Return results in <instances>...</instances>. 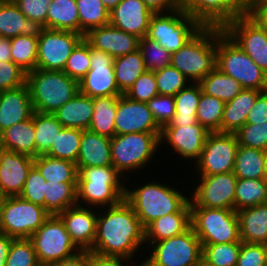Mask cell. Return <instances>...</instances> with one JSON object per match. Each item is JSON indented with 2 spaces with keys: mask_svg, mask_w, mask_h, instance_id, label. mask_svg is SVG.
Instances as JSON below:
<instances>
[{
  "mask_svg": "<svg viewBox=\"0 0 267 266\" xmlns=\"http://www.w3.org/2000/svg\"><path fill=\"white\" fill-rule=\"evenodd\" d=\"M99 210L96 236L89 251L100 256L132 261L135 253L142 251L140 248L146 245L145 228L133 208L124 199L118 205Z\"/></svg>",
  "mask_w": 267,
  "mask_h": 266,
  "instance_id": "6da1fadb",
  "label": "cell"
},
{
  "mask_svg": "<svg viewBox=\"0 0 267 266\" xmlns=\"http://www.w3.org/2000/svg\"><path fill=\"white\" fill-rule=\"evenodd\" d=\"M125 180L112 165L82 167L77 178V205L84 203L98 210L120 204L125 198Z\"/></svg>",
  "mask_w": 267,
  "mask_h": 266,
  "instance_id": "7a4b0ae2",
  "label": "cell"
},
{
  "mask_svg": "<svg viewBox=\"0 0 267 266\" xmlns=\"http://www.w3.org/2000/svg\"><path fill=\"white\" fill-rule=\"evenodd\" d=\"M173 186L151 181L125 189V201L133 208L142 226L170 213L179 212L190 200Z\"/></svg>",
  "mask_w": 267,
  "mask_h": 266,
  "instance_id": "3957f363",
  "label": "cell"
},
{
  "mask_svg": "<svg viewBox=\"0 0 267 266\" xmlns=\"http://www.w3.org/2000/svg\"><path fill=\"white\" fill-rule=\"evenodd\" d=\"M32 107L40 113L54 114L79 93V82L64 71L35 69L26 75Z\"/></svg>",
  "mask_w": 267,
  "mask_h": 266,
  "instance_id": "277c9868",
  "label": "cell"
},
{
  "mask_svg": "<svg viewBox=\"0 0 267 266\" xmlns=\"http://www.w3.org/2000/svg\"><path fill=\"white\" fill-rule=\"evenodd\" d=\"M218 27L203 26L185 45L171 54V65L191 82H200L216 68Z\"/></svg>",
  "mask_w": 267,
  "mask_h": 266,
  "instance_id": "5b68a950",
  "label": "cell"
},
{
  "mask_svg": "<svg viewBox=\"0 0 267 266\" xmlns=\"http://www.w3.org/2000/svg\"><path fill=\"white\" fill-rule=\"evenodd\" d=\"M216 68L240 82L243 88L267 90V73L221 27L216 41Z\"/></svg>",
  "mask_w": 267,
  "mask_h": 266,
  "instance_id": "8992f818",
  "label": "cell"
},
{
  "mask_svg": "<svg viewBox=\"0 0 267 266\" xmlns=\"http://www.w3.org/2000/svg\"><path fill=\"white\" fill-rule=\"evenodd\" d=\"M160 136L161 133H129L111 138L112 166L126 182L130 181V172L141 171L152 161L160 147Z\"/></svg>",
  "mask_w": 267,
  "mask_h": 266,
  "instance_id": "52a82bcc",
  "label": "cell"
},
{
  "mask_svg": "<svg viewBox=\"0 0 267 266\" xmlns=\"http://www.w3.org/2000/svg\"><path fill=\"white\" fill-rule=\"evenodd\" d=\"M191 207V227L201 245L242 242L235 210Z\"/></svg>",
  "mask_w": 267,
  "mask_h": 266,
  "instance_id": "ba28073f",
  "label": "cell"
},
{
  "mask_svg": "<svg viewBox=\"0 0 267 266\" xmlns=\"http://www.w3.org/2000/svg\"><path fill=\"white\" fill-rule=\"evenodd\" d=\"M202 27L194 17L182 8H178L169 12L154 13L146 37L158 42L173 54Z\"/></svg>",
  "mask_w": 267,
  "mask_h": 266,
  "instance_id": "9c48e42d",
  "label": "cell"
},
{
  "mask_svg": "<svg viewBox=\"0 0 267 266\" xmlns=\"http://www.w3.org/2000/svg\"><path fill=\"white\" fill-rule=\"evenodd\" d=\"M152 245V246H151ZM145 266H199L202 260L201 241L190 227L184 233L149 244Z\"/></svg>",
  "mask_w": 267,
  "mask_h": 266,
  "instance_id": "30bf717a",
  "label": "cell"
},
{
  "mask_svg": "<svg viewBox=\"0 0 267 266\" xmlns=\"http://www.w3.org/2000/svg\"><path fill=\"white\" fill-rule=\"evenodd\" d=\"M29 239L41 266H50L80 251L59 216H50Z\"/></svg>",
  "mask_w": 267,
  "mask_h": 266,
  "instance_id": "8fae6325",
  "label": "cell"
},
{
  "mask_svg": "<svg viewBox=\"0 0 267 266\" xmlns=\"http://www.w3.org/2000/svg\"><path fill=\"white\" fill-rule=\"evenodd\" d=\"M49 217L41 205L20 196L6 197L0 216V232L14 239L30 238Z\"/></svg>",
  "mask_w": 267,
  "mask_h": 266,
  "instance_id": "7c38bea8",
  "label": "cell"
},
{
  "mask_svg": "<svg viewBox=\"0 0 267 266\" xmlns=\"http://www.w3.org/2000/svg\"><path fill=\"white\" fill-rule=\"evenodd\" d=\"M238 146L235 133L210 132L194 169L198 175L233 172Z\"/></svg>",
  "mask_w": 267,
  "mask_h": 266,
  "instance_id": "4fadbf2b",
  "label": "cell"
},
{
  "mask_svg": "<svg viewBox=\"0 0 267 266\" xmlns=\"http://www.w3.org/2000/svg\"><path fill=\"white\" fill-rule=\"evenodd\" d=\"M83 38L73 31L44 28L38 38L36 69L63 71L73 49Z\"/></svg>",
  "mask_w": 267,
  "mask_h": 266,
  "instance_id": "5bb4252c",
  "label": "cell"
},
{
  "mask_svg": "<svg viewBox=\"0 0 267 266\" xmlns=\"http://www.w3.org/2000/svg\"><path fill=\"white\" fill-rule=\"evenodd\" d=\"M198 177V185L190 193V206L234 210L238 178L233 172Z\"/></svg>",
  "mask_w": 267,
  "mask_h": 266,
  "instance_id": "9a60e30c",
  "label": "cell"
},
{
  "mask_svg": "<svg viewBox=\"0 0 267 266\" xmlns=\"http://www.w3.org/2000/svg\"><path fill=\"white\" fill-rule=\"evenodd\" d=\"M223 31L267 73V30L247 14L228 22Z\"/></svg>",
  "mask_w": 267,
  "mask_h": 266,
  "instance_id": "2e32d148",
  "label": "cell"
},
{
  "mask_svg": "<svg viewBox=\"0 0 267 266\" xmlns=\"http://www.w3.org/2000/svg\"><path fill=\"white\" fill-rule=\"evenodd\" d=\"M114 58L90 45V69L79 80V92L89 97L120 96L114 73Z\"/></svg>",
  "mask_w": 267,
  "mask_h": 266,
  "instance_id": "e0dca14e",
  "label": "cell"
},
{
  "mask_svg": "<svg viewBox=\"0 0 267 266\" xmlns=\"http://www.w3.org/2000/svg\"><path fill=\"white\" fill-rule=\"evenodd\" d=\"M180 8L202 26L223 28L237 16L247 13L249 0H179Z\"/></svg>",
  "mask_w": 267,
  "mask_h": 266,
  "instance_id": "ac0fdd59",
  "label": "cell"
},
{
  "mask_svg": "<svg viewBox=\"0 0 267 266\" xmlns=\"http://www.w3.org/2000/svg\"><path fill=\"white\" fill-rule=\"evenodd\" d=\"M152 112L144 102L129 99L124 94L118 98L115 135L129 133H161Z\"/></svg>",
  "mask_w": 267,
  "mask_h": 266,
  "instance_id": "d6986e66",
  "label": "cell"
},
{
  "mask_svg": "<svg viewBox=\"0 0 267 266\" xmlns=\"http://www.w3.org/2000/svg\"><path fill=\"white\" fill-rule=\"evenodd\" d=\"M210 132L198 122L194 125L182 127H163L160 145L166 142L176 154L185 161L193 160V164L200 158L205 141ZM165 141V142H164Z\"/></svg>",
  "mask_w": 267,
  "mask_h": 266,
  "instance_id": "ffe728a7",
  "label": "cell"
},
{
  "mask_svg": "<svg viewBox=\"0 0 267 266\" xmlns=\"http://www.w3.org/2000/svg\"><path fill=\"white\" fill-rule=\"evenodd\" d=\"M34 158L0 147V190L6 197L19 196Z\"/></svg>",
  "mask_w": 267,
  "mask_h": 266,
  "instance_id": "44dd1931",
  "label": "cell"
},
{
  "mask_svg": "<svg viewBox=\"0 0 267 266\" xmlns=\"http://www.w3.org/2000/svg\"><path fill=\"white\" fill-rule=\"evenodd\" d=\"M153 14L143 0H121L109 12V24L142 39L148 33Z\"/></svg>",
  "mask_w": 267,
  "mask_h": 266,
  "instance_id": "7402d4cb",
  "label": "cell"
},
{
  "mask_svg": "<svg viewBox=\"0 0 267 266\" xmlns=\"http://www.w3.org/2000/svg\"><path fill=\"white\" fill-rule=\"evenodd\" d=\"M93 209L76 205L59 215L71 240L80 250H90L94 244L98 211Z\"/></svg>",
  "mask_w": 267,
  "mask_h": 266,
  "instance_id": "603a6c76",
  "label": "cell"
},
{
  "mask_svg": "<svg viewBox=\"0 0 267 266\" xmlns=\"http://www.w3.org/2000/svg\"><path fill=\"white\" fill-rule=\"evenodd\" d=\"M84 38L92 47L108 53L114 59L139 49L140 38L111 24L91 29Z\"/></svg>",
  "mask_w": 267,
  "mask_h": 266,
  "instance_id": "cb8c5ba5",
  "label": "cell"
},
{
  "mask_svg": "<svg viewBox=\"0 0 267 266\" xmlns=\"http://www.w3.org/2000/svg\"><path fill=\"white\" fill-rule=\"evenodd\" d=\"M34 110L27 84L0 91V131L29 119Z\"/></svg>",
  "mask_w": 267,
  "mask_h": 266,
  "instance_id": "d4e9b609",
  "label": "cell"
},
{
  "mask_svg": "<svg viewBox=\"0 0 267 266\" xmlns=\"http://www.w3.org/2000/svg\"><path fill=\"white\" fill-rule=\"evenodd\" d=\"M44 26L28 19L13 1H0V37L25 35L39 38Z\"/></svg>",
  "mask_w": 267,
  "mask_h": 266,
  "instance_id": "484cf974",
  "label": "cell"
},
{
  "mask_svg": "<svg viewBox=\"0 0 267 266\" xmlns=\"http://www.w3.org/2000/svg\"><path fill=\"white\" fill-rule=\"evenodd\" d=\"M107 165H112L111 138L99 135L89 129L83 130L76 161L77 170L79 171L82 167Z\"/></svg>",
  "mask_w": 267,
  "mask_h": 266,
  "instance_id": "4316f807",
  "label": "cell"
},
{
  "mask_svg": "<svg viewBox=\"0 0 267 266\" xmlns=\"http://www.w3.org/2000/svg\"><path fill=\"white\" fill-rule=\"evenodd\" d=\"M191 227V207L188 202L179 212L155 219L145 227V243L178 236ZM149 242V243H148Z\"/></svg>",
  "mask_w": 267,
  "mask_h": 266,
  "instance_id": "83f0119b",
  "label": "cell"
},
{
  "mask_svg": "<svg viewBox=\"0 0 267 266\" xmlns=\"http://www.w3.org/2000/svg\"><path fill=\"white\" fill-rule=\"evenodd\" d=\"M93 111V98L79 92L60 107L54 116L63 127L87 130L91 125Z\"/></svg>",
  "mask_w": 267,
  "mask_h": 266,
  "instance_id": "f1b7e54d",
  "label": "cell"
},
{
  "mask_svg": "<svg viewBox=\"0 0 267 266\" xmlns=\"http://www.w3.org/2000/svg\"><path fill=\"white\" fill-rule=\"evenodd\" d=\"M262 91L244 88L234 99L225 103L221 132L236 133L246 124L250 110Z\"/></svg>",
  "mask_w": 267,
  "mask_h": 266,
  "instance_id": "f546056e",
  "label": "cell"
},
{
  "mask_svg": "<svg viewBox=\"0 0 267 266\" xmlns=\"http://www.w3.org/2000/svg\"><path fill=\"white\" fill-rule=\"evenodd\" d=\"M240 240L245 243L264 244L267 241V203L236 211Z\"/></svg>",
  "mask_w": 267,
  "mask_h": 266,
  "instance_id": "4dcf8cb0",
  "label": "cell"
},
{
  "mask_svg": "<svg viewBox=\"0 0 267 266\" xmlns=\"http://www.w3.org/2000/svg\"><path fill=\"white\" fill-rule=\"evenodd\" d=\"M0 147L36 158L34 112L29 119L1 132Z\"/></svg>",
  "mask_w": 267,
  "mask_h": 266,
  "instance_id": "1f68e13d",
  "label": "cell"
},
{
  "mask_svg": "<svg viewBox=\"0 0 267 266\" xmlns=\"http://www.w3.org/2000/svg\"><path fill=\"white\" fill-rule=\"evenodd\" d=\"M202 88L199 82H191L174 96L175 115L164 127H182L197 123L196 114Z\"/></svg>",
  "mask_w": 267,
  "mask_h": 266,
  "instance_id": "d6a6232c",
  "label": "cell"
},
{
  "mask_svg": "<svg viewBox=\"0 0 267 266\" xmlns=\"http://www.w3.org/2000/svg\"><path fill=\"white\" fill-rule=\"evenodd\" d=\"M77 182L46 181L44 208L50 216H59L77 205Z\"/></svg>",
  "mask_w": 267,
  "mask_h": 266,
  "instance_id": "836d02e7",
  "label": "cell"
},
{
  "mask_svg": "<svg viewBox=\"0 0 267 266\" xmlns=\"http://www.w3.org/2000/svg\"><path fill=\"white\" fill-rule=\"evenodd\" d=\"M119 97H93L94 111L90 131L109 138L115 136V117Z\"/></svg>",
  "mask_w": 267,
  "mask_h": 266,
  "instance_id": "e575fe53",
  "label": "cell"
},
{
  "mask_svg": "<svg viewBox=\"0 0 267 266\" xmlns=\"http://www.w3.org/2000/svg\"><path fill=\"white\" fill-rule=\"evenodd\" d=\"M46 28L79 33L76 0H52L48 9Z\"/></svg>",
  "mask_w": 267,
  "mask_h": 266,
  "instance_id": "d590c367",
  "label": "cell"
},
{
  "mask_svg": "<svg viewBox=\"0 0 267 266\" xmlns=\"http://www.w3.org/2000/svg\"><path fill=\"white\" fill-rule=\"evenodd\" d=\"M113 67L116 83L122 94H125L139 76L146 71L143 56L139 49L115 58Z\"/></svg>",
  "mask_w": 267,
  "mask_h": 266,
  "instance_id": "8d00e7d4",
  "label": "cell"
},
{
  "mask_svg": "<svg viewBox=\"0 0 267 266\" xmlns=\"http://www.w3.org/2000/svg\"><path fill=\"white\" fill-rule=\"evenodd\" d=\"M34 166L46 181L77 182L78 170L74 162L48 155H38L34 158Z\"/></svg>",
  "mask_w": 267,
  "mask_h": 266,
  "instance_id": "74e56055",
  "label": "cell"
},
{
  "mask_svg": "<svg viewBox=\"0 0 267 266\" xmlns=\"http://www.w3.org/2000/svg\"><path fill=\"white\" fill-rule=\"evenodd\" d=\"M205 94L219 98L225 103L234 99L244 88L234 78L215 68L199 82Z\"/></svg>",
  "mask_w": 267,
  "mask_h": 266,
  "instance_id": "f35d334b",
  "label": "cell"
},
{
  "mask_svg": "<svg viewBox=\"0 0 267 266\" xmlns=\"http://www.w3.org/2000/svg\"><path fill=\"white\" fill-rule=\"evenodd\" d=\"M233 173L240 179L266 178L264 151L238 146Z\"/></svg>",
  "mask_w": 267,
  "mask_h": 266,
  "instance_id": "ab89813d",
  "label": "cell"
},
{
  "mask_svg": "<svg viewBox=\"0 0 267 266\" xmlns=\"http://www.w3.org/2000/svg\"><path fill=\"white\" fill-rule=\"evenodd\" d=\"M267 203V179H237L234 210Z\"/></svg>",
  "mask_w": 267,
  "mask_h": 266,
  "instance_id": "60d3db41",
  "label": "cell"
},
{
  "mask_svg": "<svg viewBox=\"0 0 267 266\" xmlns=\"http://www.w3.org/2000/svg\"><path fill=\"white\" fill-rule=\"evenodd\" d=\"M63 128L54 114L34 111L36 157L45 155L50 150Z\"/></svg>",
  "mask_w": 267,
  "mask_h": 266,
  "instance_id": "b9f144b4",
  "label": "cell"
},
{
  "mask_svg": "<svg viewBox=\"0 0 267 266\" xmlns=\"http://www.w3.org/2000/svg\"><path fill=\"white\" fill-rule=\"evenodd\" d=\"M79 15V34L109 24V11L101 0H76Z\"/></svg>",
  "mask_w": 267,
  "mask_h": 266,
  "instance_id": "7bdbcfd3",
  "label": "cell"
},
{
  "mask_svg": "<svg viewBox=\"0 0 267 266\" xmlns=\"http://www.w3.org/2000/svg\"><path fill=\"white\" fill-rule=\"evenodd\" d=\"M225 102L201 92L196 119L209 132H221Z\"/></svg>",
  "mask_w": 267,
  "mask_h": 266,
  "instance_id": "ee69618b",
  "label": "cell"
},
{
  "mask_svg": "<svg viewBox=\"0 0 267 266\" xmlns=\"http://www.w3.org/2000/svg\"><path fill=\"white\" fill-rule=\"evenodd\" d=\"M38 38L18 35L11 38L12 61L26 73L36 69Z\"/></svg>",
  "mask_w": 267,
  "mask_h": 266,
  "instance_id": "f6af8a7d",
  "label": "cell"
},
{
  "mask_svg": "<svg viewBox=\"0 0 267 266\" xmlns=\"http://www.w3.org/2000/svg\"><path fill=\"white\" fill-rule=\"evenodd\" d=\"M83 130L64 127L57 135L55 143L45 154L54 158H60L76 163L80 150Z\"/></svg>",
  "mask_w": 267,
  "mask_h": 266,
  "instance_id": "bcb514c9",
  "label": "cell"
},
{
  "mask_svg": "<svg viewBox=\"0 0 267 266\" xmlns=\"http://www.w3.org/2000/svg\"><path fill=\"white\" fill-rule=\"evenodd\" d=\"M241 242L202 245V259L215 266H236Z\"/></svg>",
  "mask_w": 267,
  "mask_h": 266,
  "instance_id": "7dc6e473",
  "label": "cell"
},
{
  "mask_svg": "<svg viewBox=\"0 0 267 266\" xmlns=\"http://www.w3.org/2000/svg\"><path fill=\"white\" fill-rule=\"evenodd\" d=\"M159 95L175 96L190 80L171 64L163 69L154 71Z\"/></svg>",
  "mask_w": 267,
  "mask_h": 266,
  "instance_id": "c3c4849f",
  "label": "cell"
},
{
  "mask_svg": "<svg viewBox=\"0 0 267 266\" xmlns=\"http://www.w3.org/2000/svg\"><path fill=\"white\" fill-rule=\"evenodd\" d=\"M139 50L142 53L146 70L154 72L171 64V54L158 42L146 36L140 39Z\"/></svg>",
  "mask_w": 267,
  "mask_h": 266,
  "instance_id": "681fc988",
  "label": "cell"
},
{
  "mask_svg": "<svg viewBox=\"0 0 267 266\" xmlns=\"http://www.w3.org/2000/svg\"><path fill=\"white\" fill-rule=\"evenodd\" d=\"M90 69V43L83 38L73 49L63 71L77 81L81 80Z\"/></svg>",
  "mask_w": 267,
  "mask_h": 266,
  "instance_id": "f907efd6",
  "label": "cell"
},
{
  "mask_svg": "<svg viewBox=\"0 0 267 266\" xmlns=\"http://www.w3.org/2000/svg\"><path fill=\"white\" fill-rule=\"evenodd\" d=\"M6 266H41L29 238L13 239L6 258Z\"/></svg>",
  "mask_w": 267,
  "mask_h": 266,
  "instance_id": "816d5d0a",
  "label": "cell"
},
{
  "mask_svg": "<svg viewBox=\"0 0 267 266\" xmlns=\"http://www.w3.org/2000/svg\"><path fill=\"white\" fill-rule=\"evenodd\" d=\"M124 95L133 101L144 103L159 95L154 72L146 70L142 73Z\"/></svg>",
  "mask_w": 267,
  "mask_h": 266,
  "instance_id": "f5cc1de1",
  "label": "cell"
},
{
  "mask_svg": "<svg viewBox=\"0 0 267 266\" xmlns=\"http://www.w3.org/2000/svg\"><path fill=\"white\" fill-rule=\"evenodd\" d=\"M235 135L240 146L262 151L267 148V123L245 124Z\"/></svg>",
  "mask_w": 267,
  "mask_h": 266,
  "instance_id": "db71d44e",
  "label": "cell"
},
{
  "mask_svg": "<svg viewBox=\"0 0 267 266\" xmlns=\"http://www.w3.org/2000/svg\"><path fill=\"white\" fill-rule=\"evenodd\" d=\"M45 189L46 180L38 171V169L33 166L19 196L27 201H30L31 203L44 207Z\"/></svg>",
  "mask_w": 267,
  "mask_h": 266,
  "instance_id": "11a10c76",
  "label": "cell"
},
{
  "mask_svg": "<svg viewBox=\"0 0 267 266\" xmlns=\"http://www.w3.org/2000/svg\"><path fill=\"white\" fill-rule=\"evenodd\" d=\"M157 124L163 128L174 117V96L157 95L146 103Z\"/></svg>",
  "mask_w": 267,
  "mask_h": 266,
  "instance_id": "9f6ffc18",
  "label": "cell"
},
{
  "mask_svg": "<svg viewBox=\"0 0 267 266\" xmlns=\"http://www.w3.org/2000/svg\"><path fill=\"white\" fill-rule=\"evenodd\" d=\"M27 73L13 61L0 62V91L26 84Z\"/></svg>",
  "mask_w": 267,
  "mask_h": 266,
  "instance_id": "6f0895ef",
  "label": "cell"
},
{
  "mask_svg": "<svg viewBox=\"0 0 267 266\" xmlns=\"http://www.w3.org/2000/svg\"><path fill=\"white\" fill-rule=\"evenodd\" d=\"M18 9L28 18L46 28L49 5L52 0H13Z\"/></svg>",
  "mask_w": 267,
  "mask_h": 266,
  "instance_id": "680465c9",
  "label": "cell"
},
{
  "mask_svg": "<svg viewBox=\"0 0 267 266\" xmlns=\"http://www.w3.org/2000/svg\"><path fill=\"white\" fill-rule=\"evenodd\" d=\"M236 266H267L264 244L241 242Z\"/></svg>",
  "mask_w": 267,
  "mask_h": 266,
  "instance_id": "91938a15",
  "label": "cell"
},
{
  "mask_svg": "<svg viewBox=\"0 0 267 266\" xmlns=\"http://www.w3.org/2000/svg\"><path fill=\"white\" fill-rule=\"evenodd\" d=\"M267 123V90L261 92L250 110L246 124Z\"/></svg>",
  "mask_w": 267,
  "mask_h": 266,
  "instance_id": "94428289",
  "label": "cell"
},
{
  "mask_svg": "<svg viewBox=\"0 0 267 266\" xmlns=\"http://www.w3.org/2000/svg\"><path fill=\"white\" fill-rule=\"evenodd\" d=\"M246 14L260 27L267 30V0H249Z\"/></svg>",
  "mask_w": 267,
  "mask_h": 266,
  "instance_id": "6125c7cd",
  "label": "cell"
},
{
  "mask_svg": "<svg viewBox=\"0 0 267 266\" xmlns=\"http://www.w3.org/2000/svg\"><path fill=\"white\" fill-rule=\"evenodd\" d=\"M50 266H91V251L80 250L75 255L55 262Z\"/></svg>",
  "mask_w": 267,
  "mask_h": 266,
  "instance_id": "be15d7a7",
  "label": "cell"
},
{
  "mask_svg": "<svg viewBox=\"0 0 267 266\" xmlns=\"http://www.w3.org/2000/svg\"><path fill=\"white\" fill-rule=\"evenodd\" d=\"M129 260L118 257H105L91 252V266H131ZM137 264L134 266H141ZM133 266V265H132Z\"/></svg>",
  "mask_w": 267,
  "mask_h": 266,
  "instance_id": "e7e4bbea",
  "label": "cell"
},
{
  "mask_svg": "<svg viewBox=\"0 0 267 266\" xmlns=\"http://www.w3.org/2000/svg\"><path fill=\"white\" fill-rule=\"evenodd\" d=\"M143 2L154 12H169L180 8L179 0H143Z\"/></svg>",
  "mask_w": 267,
  "mask_h": 266,
  "instance_id": "03108f58",
  "label": "cell"
},
{
  "mask_svg": "<svg viewBox=\"0 0 267 266\" xmlns=\"http://www.w3.org/2000/svg\"><path fill=\"white\" fill-rule=\"evenodd\" d=\"M13 239V237L0 232V266H6V258L8 256Z\"/></svg>",
  "mask_w": 267,
  "mask_h": 266,
  "instance_id": "003e7915",
  "label": "cell"
},
{
  "mask_svg": "<svg viewBox=\"0 0 267 266\" xmlns=\"http://www.w3.org/2000/svg\"><path fill=\"white\" fill-rule=\"evenodd\" d=\"M12 61L11 38L0 37V62Z\"/></svg>",
  "mask_w": 267,
  "mask_h": 266,
  "instance_id": "a7ac6f4b",
  "label": "cell"
},
{
  "mask_svg": "<svg viewBox=\"0 0 267 266\" xmlns=\"http://www.w3.org/2000/svg\"><path fill=\"white\" fill-rule=\"evenodd\" d=\"M105 8L111 12L121 0H101Z\"/></svg>",
  "mask_w": 267,
  "mask_h": 266,
  "instance_id": "89a4df30",
  "label": "cell"
},
{
  "mask_svg": "<svg viewBox=\"0 0 267 266\" xmlns=\"http://www.w3.org/2000/svg\"><path fill=\"white\" fill-rule=\"evenodd\" d=\"M6 196L4 195V193L0 190V216H1V211H2V206L4 203Z\"/></svg>",
  "mask_w": 267,
  "mask_h": 266,
  "instance_id": "2644e50d",
  "label": "cell"
},
{
  "mask_svg": "<svg viewBox=\"0 0 267 266\" xmlns=\"http://www.w3.org/2000/svg\"><path fill=\"white\" fill-rule=\"evenodd\" d=\"M264 167H265V176L267 179V148L264 150Z\"/></svg>",
  "mask_w": 267,
  "mask_h": 266,
  "instance_id": "8c879c8a",
  "label": "cell"
},
{
  "mask_svg": "<svg viewBox=\"0 0 267 266\" xmlns=\"http://www.w3.org/2000/svg\"><path fill=\"white\" fill-rule=\"evenodd\" d=\"M199 266H215V265H212V264H208L206 263L203 259L201 260V263Z\"/></svg>",
  "mask_w": 267,
  "mask_h": 266,
  "instance_id": "753ad0ef",
  "label": "cell"
},
{
  "mask_svg": "<svg viewBox=\"0 0 267 266\" xmlns=\"http://www.w3.org/2000/svg\"><path fill=\"white\" fill-rule=\"evenodd\" d=\"M264 249H265V254H266V258H267V241L264 243Z\"/></svg>",
  "mask_w": 267,
  "mask_h": 266,
  "instance_id": "34e18365",
  "label": "cell"
}]
</instances>
